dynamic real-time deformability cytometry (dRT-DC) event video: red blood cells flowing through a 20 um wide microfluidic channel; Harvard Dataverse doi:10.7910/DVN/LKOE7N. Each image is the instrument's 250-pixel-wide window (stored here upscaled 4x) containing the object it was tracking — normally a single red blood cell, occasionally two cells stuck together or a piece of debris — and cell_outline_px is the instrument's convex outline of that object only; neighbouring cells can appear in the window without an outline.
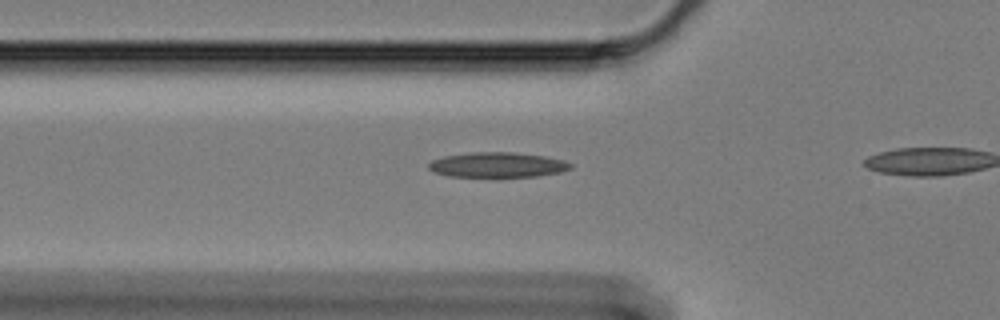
{"species": "Egyptian fruit bat (a non-hibernating species)", "species_latin": "Rousettus aegyptiacus", "temperature_condition": "cold", "stored_images_in_passage": 15, "camera_frame_rate_fps": 3000, "um_per_image_px": 0.085, "animal": {"sex": "female"}, "frame": {"image": 1, "passage_image": 9, "time_ms": 2.667, "image_size_px": [1000, 320], "cell_outline_px": [[572, 168], [560, 172], [536, 176], [448, 176], [436, 172], [428, 168], [428, 164], [432, 160], [444, 156], [472, 152], [512, 152], [544, 156], [564, 160], [572, 164]], "centroid_in_image_um": [42.29, 14.0], "position_along_channel_um": 83.5, "area_um2": 20.46}}
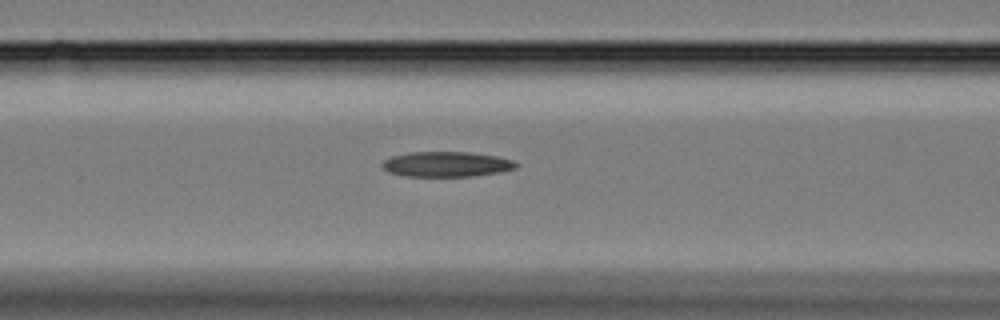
{"frame": {"image": 2, "passage_image": 13, "time_ms": 4.0, "image_size_px": [1000, 320], "cell_outline_px": [[516, 168], [500, 172], [472, 176], [404, 176], [388, 172], [380, 164], [384, 160], [392, 156], [408, 152], [468, 152], [496, 156], [512, 160], [516, 164]], "centroid_in_image_um": [37.91, 13.96], "position_along_channel_um": 128.7, "area_um2": 19.54}}